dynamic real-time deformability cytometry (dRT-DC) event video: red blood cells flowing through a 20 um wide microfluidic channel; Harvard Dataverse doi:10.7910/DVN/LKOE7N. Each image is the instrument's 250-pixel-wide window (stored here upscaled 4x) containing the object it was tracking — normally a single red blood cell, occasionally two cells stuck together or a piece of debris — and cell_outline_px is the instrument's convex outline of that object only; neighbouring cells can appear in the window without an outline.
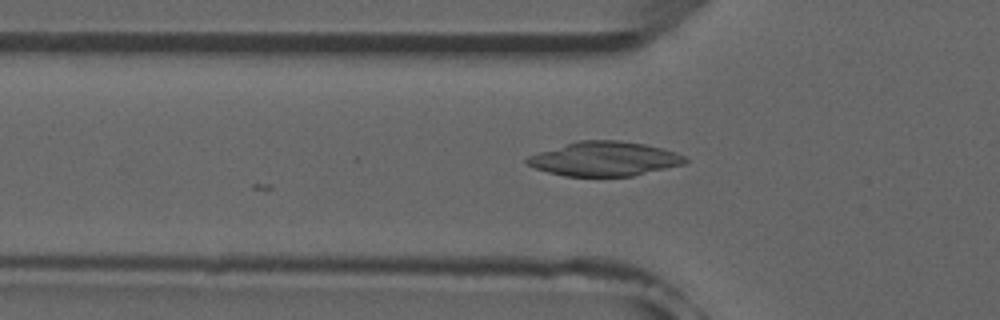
{"species": "common noctule bat (a hibernating species)", "species_latin": "Nyctalus noctula", "temperature_condition": "room temperature", "stored_images_in_passage": 8, "camera_frame_rate_fps": 3000, "um_per_image_px": 0.085, "animal": {"sex": "male", "forearm_length_mm": 52.5}, "frame": {"image": 1, "passage_image": 5, "time_ms": 1.333, "image_size_px": [1000, 320], "cell_outline_px": [[688, 160], [684, 164], [632, 176], [564, 176], [548, 172], [536, 168], [528, 164], [524, 160], [528, 156], [576, 140], [616, 140], [644, 144], [664, 148], [676, 152], [684, 156]], "centroid_in_image_um": [51.39, 13.5], "position_along_channel_um": 74.4, "area_um2": 31.5}}